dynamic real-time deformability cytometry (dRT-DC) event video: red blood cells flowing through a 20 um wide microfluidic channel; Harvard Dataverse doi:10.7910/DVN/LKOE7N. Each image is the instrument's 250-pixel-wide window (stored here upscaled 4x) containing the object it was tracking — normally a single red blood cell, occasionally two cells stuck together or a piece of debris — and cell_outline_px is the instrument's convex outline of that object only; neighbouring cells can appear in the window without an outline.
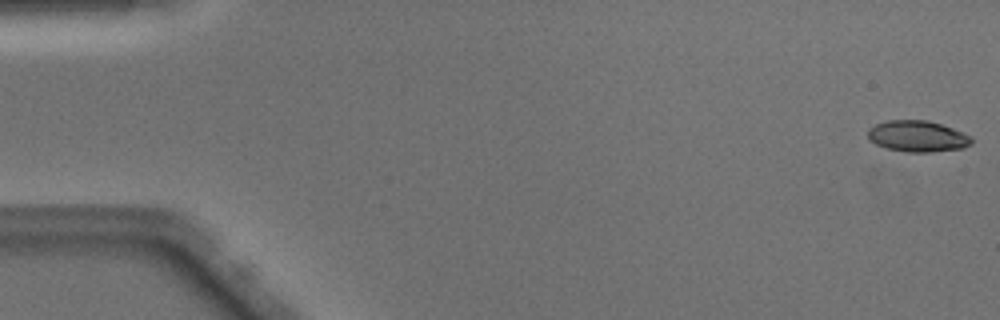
{"species": "Egyptian fruit bat (a non-hibernating species)", "species_latin": "Rousettus aegyptiacus", "temperature_condition": "warm", "stored_images_in_passage": 9, "camera_frame_rate_fps": 3000, "um_per_image_px": 0.085, "animal": {"sex": "male"}, "frame": {"image": 1, "passage_image": 1, "time_ms": 0.0, "image_size_px": [1000, 320], "cell_outline_px": [[972, 144], [964, 148], [932, 152], [904, 152], [888, 148], [876, 144], [868, 140], [868, 128], [876, 124], [888, 120], [928, 120], [964, 132], [972, 136]], "centroid_in_image_um": [78.01, 11.58], "position_along_channel_um": 7.0, "area_um2": 19.02}}